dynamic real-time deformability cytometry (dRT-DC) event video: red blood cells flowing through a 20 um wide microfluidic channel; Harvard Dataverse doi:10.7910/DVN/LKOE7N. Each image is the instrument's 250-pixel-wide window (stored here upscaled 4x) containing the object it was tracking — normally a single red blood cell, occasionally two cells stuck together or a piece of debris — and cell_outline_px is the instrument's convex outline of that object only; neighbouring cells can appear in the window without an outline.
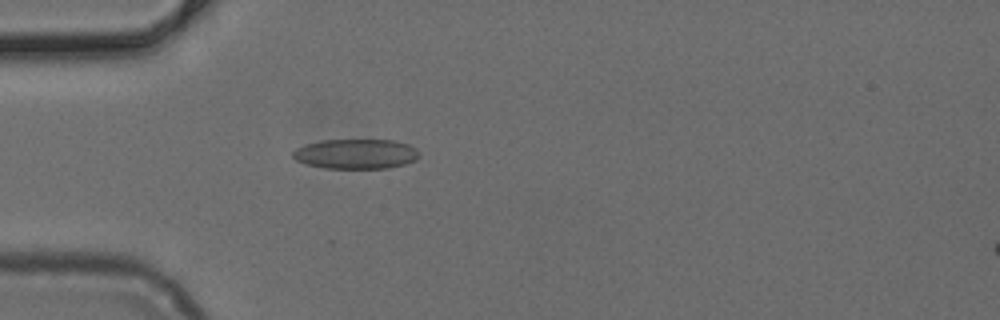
{"species": "common noctule bat (a hibernating species)", "species_latin": "Nyctalus noctula", "temperature_condition": "cold", "stored_images_in_passage": 50, "camera_frame_rate_fps": 3000, "um_per_image_px": 0.085, "animal": {"sex": "female", "body_mass_g": 24.6, "forearm_length_mm": 56.2}, "frame": {"image": 1, "passage_image": 15, "time_ms": 4.667, "image_size_px": [1000, 320], "cell_outline_px": [[420, 156], [416, 160], [404, 164], [388, 168], [324, 168], [308, 164], [296, 160], [292, 156], [292, 152], [296, 148], [304, 144], [320, 140], [392, 140], [408, 144], [416, 148], [420, 152]], "centroid_in_image_um": [30.26, 13.08], "position_along_channel_um": 54.7, "area_um2": 22.08}}
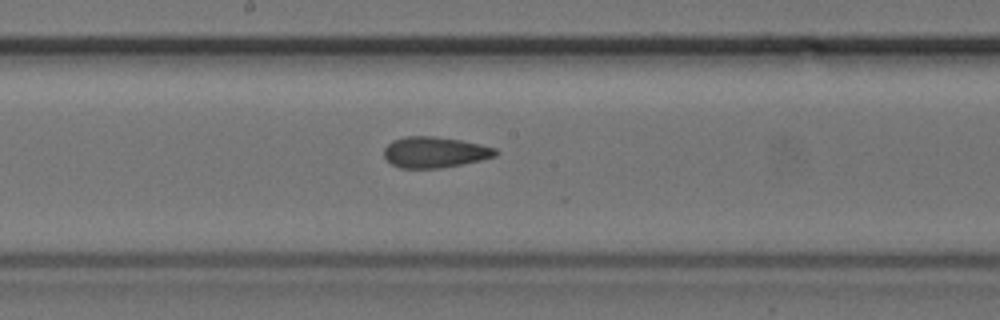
{"frame": {"image": 2, "passage_image": 27, "time_ms": 8.667, "image_size_px": [1000, 320], "cell_outline_px": [[500, 152], [496, 156], [480, 160], [440, 168], [400, 168], [392, 164], [384, 156], [384, 148], [392, 140], [404, 136], [432, 136], [460, 140], [480, 144], [496, 148]], "centroid_in_image_um": [36.95, 12.93], "position_along_channel_um": 211.2, "area_um2": 20.06}}
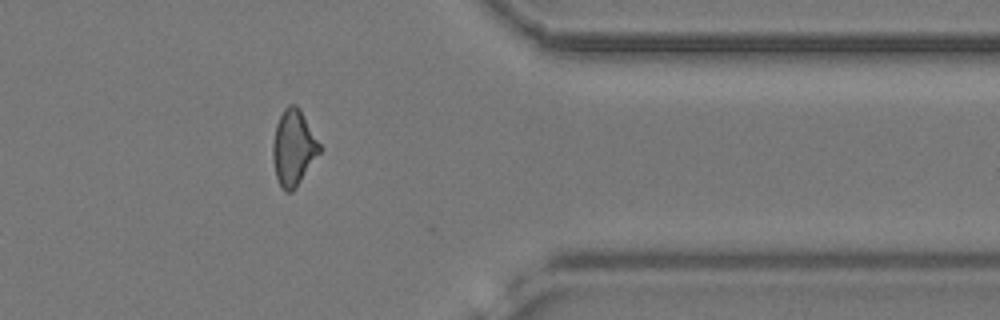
{"frame": {"image": 3, "passage_image": 41, "time_ms": 13.333, "image_size_px": [1000, 320], "cell_outline_px": [[320, 152], [292, 192], [284, 192], [276, 176], [272, 160], [272, 144], [276, 124], [284, 108], [288, 104], [296, 104], [300, 108], [320, 144]], "centroid_in_image_um": [24.92, 12.53], "position_along_channel_um": 386.5, "area_um2": 20.46}}